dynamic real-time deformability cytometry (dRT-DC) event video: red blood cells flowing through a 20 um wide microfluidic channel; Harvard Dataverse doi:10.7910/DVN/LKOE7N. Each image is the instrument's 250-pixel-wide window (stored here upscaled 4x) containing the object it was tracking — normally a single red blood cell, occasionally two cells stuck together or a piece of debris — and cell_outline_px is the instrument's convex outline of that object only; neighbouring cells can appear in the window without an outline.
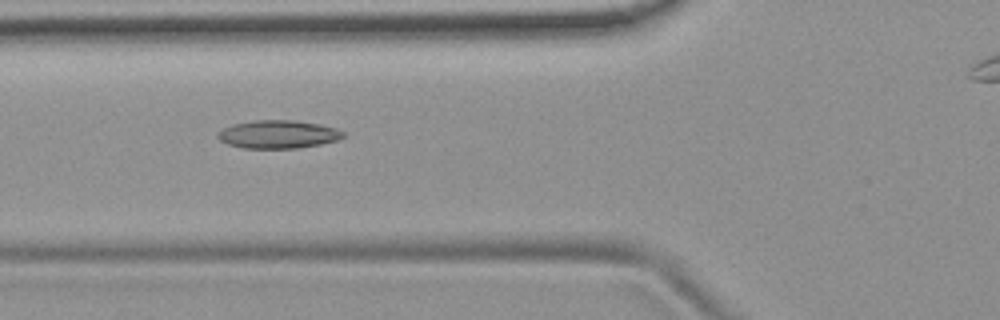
{"species": "common noctule bat (a hibernating species)", "species_latin": "Nyctalus noctula", "temperature_condition": "room temperature", "stored_images_in_passage": 39, "camera_frame_rate_fps": 3000, "um_per_image_px": 0.085, "animal": {"sex": "female", "body_mass_g": 19.9}, "frame": {"image": 1, "passage_image": 12, "time_ms": 3.667, "image_size_px": [1000, 320], "cell_outline_px": [[344, 136], [336, 140], [320, 144], [296, 148], [244, 148], [228, 144], [220, 140], [216, 136], [224, 128], [232, 124], [256, 120], [296, 120], [320, 124], [336, 128], [344, 132]], "centroid_in_image_um": [23.64, 11.41], "position_along_channel_um": 102.2, "area_um2": 20.4}}
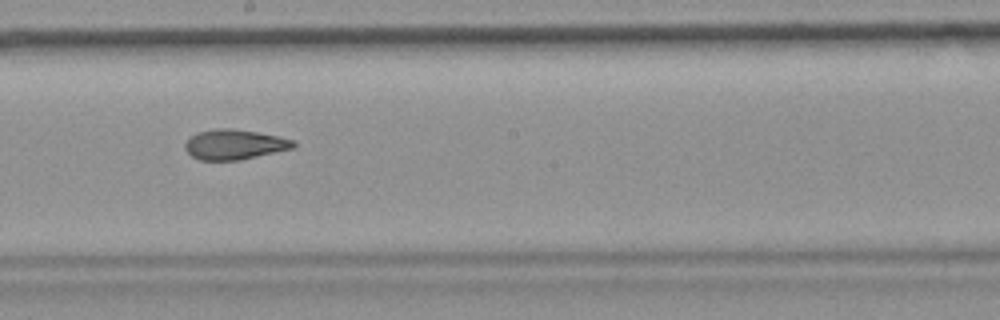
{"frame": {"image": 2, "passage_image": 22, "time_ms": 7.0, "image_size_px": [1000, 320], "cell_outline_px": [[296, 144], [292, 148], [240, 160], [200, 160], [192, 156], [184, 148], [184, 144], [196, 132], [216, 128], [232, 128], [256, 132], [276, 136], [292, 140]], "centroid_in_image_um": [19.88, 12.28], "position_along_channel_um": 228.3, "area_um2": 18.73}}
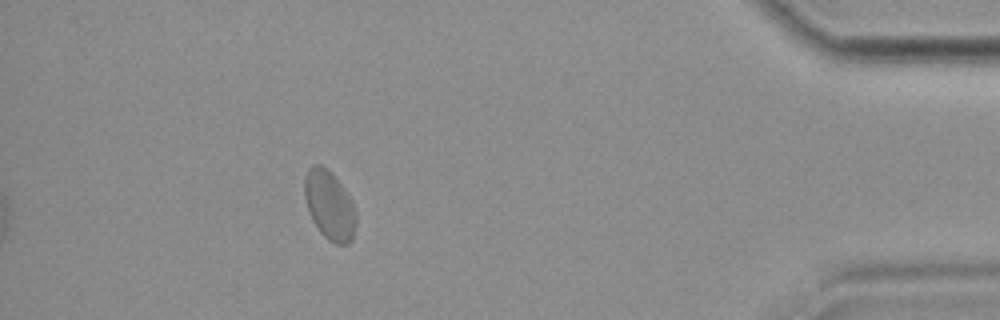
{"frame": {"image": 3, "passage_image": 34, "time_ms": 11.0, "image_size_px": [1000, 320], "cell_outline_px": [[356, 224], [352, 240], [348, 244], [336, 244], [328, 240], [320, 232], [312, 220], [308, 212], [304, 196], [304, 176], [308, 168], [312, 164], [320, 164], [332, 172], [348, 196], [356, 212]], "centroid_in_image_um": [27.98, 17.44], "position_along_channel_um": 407.2, "area_um2": 20.81}, "authors_computed_cell_mechanics": {"area_um2": 19.4786, "velocity_mm_per_s": 3.7843, "shape_relaxation_time_tau1_ms": 7.0239, "shape_relaxation_time_tau2_ms": 2.3168, "deformation_change_tau1": 0.2132, "deformation_change_tau2": 0.1045}}